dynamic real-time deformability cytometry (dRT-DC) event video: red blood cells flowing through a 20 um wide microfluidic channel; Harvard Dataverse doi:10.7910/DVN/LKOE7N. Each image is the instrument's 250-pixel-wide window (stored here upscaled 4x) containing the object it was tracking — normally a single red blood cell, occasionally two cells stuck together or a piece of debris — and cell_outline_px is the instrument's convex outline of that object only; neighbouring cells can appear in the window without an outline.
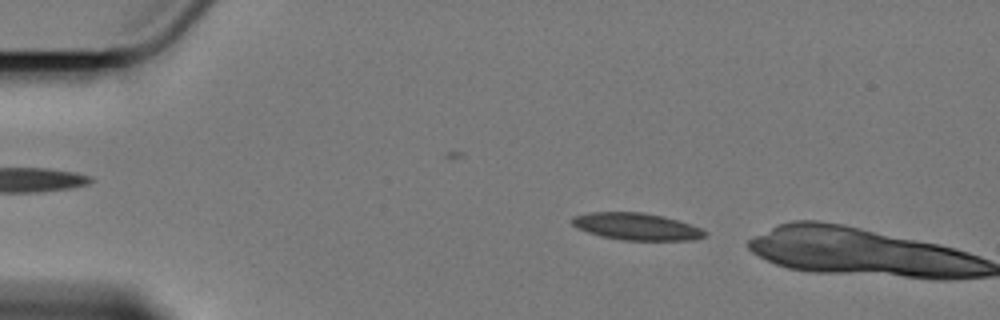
{"species": "Egyptian fruit bat (a non-hibernating species)", "species_latin": "Rousettus aegyptiacus", "temperature_condition": "cold", "stored_images_in_passage": 6, "camera_frame_rate_fps": 3000, "um_per_image_px": 0.085, "animal": {"sex": "female"}, "frame": {"image": 1, "passage_image": 4, "time_ms": 1.0, "image_size_px": [1000, 320], "cell_outline_px": [[708, 236], [692, 240], [624, 240], [600, 236], [576, 228], [572, 224], [572, 216], [588, 212], [644, 212], [664, 216], [692, 224], [708, 232]], "centroid_in_image_um": [54.12, 19.25], "position_along_channel_um": 30.9, "area_um2": 21.15}}